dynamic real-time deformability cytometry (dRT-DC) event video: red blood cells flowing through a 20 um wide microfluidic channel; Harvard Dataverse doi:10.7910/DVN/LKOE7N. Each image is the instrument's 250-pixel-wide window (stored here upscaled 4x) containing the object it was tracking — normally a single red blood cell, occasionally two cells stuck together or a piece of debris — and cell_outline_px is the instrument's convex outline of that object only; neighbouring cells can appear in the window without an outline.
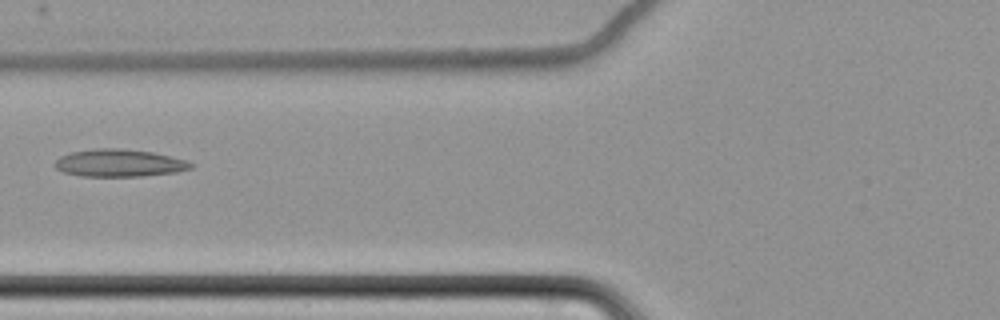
{"species": "common noctule bat (a hibernating species)", "species_latin": "Nyctalus noctula", "temperature_condition": "cold", "stored_images_in_passage": 5, "camera_frame_rate_fps": 3000, "um_per_image_px": 0.085, "animal": {"sex": "female", "body_mass_g": 22.7, "forearm_length_mm": 54.2}, "frame": {"image": 1, "passage_image": 3, "time_ms": 2.333, "image_size_px": [1000, 320], "cell_outline_px": [[196, 164], [192, 168], [176, 172], [144, 176], [80, 176], [64, 172], [56, 168], [52, 164], [60, 156], [72, 152], [96, 148], [120, 148], [152, 152], [184, 160]], "centroid_in_image_um": [10.12, 13.86], "position_along_channel_um": 115.7, "area_um2": 21.73}}
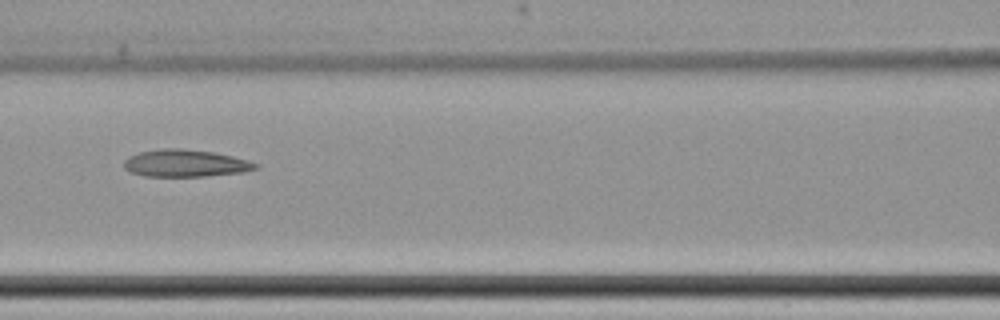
{"frame": {"image": 2, "passage_image": 4, "time_ms": 3.333, "image_size_px": [1000, 320], "cell_outline_px": [[260, 168], [244, 172], [208, 176], [144, 176], [128, 172], [124, 168], [124, 160], [128, 156], [140, 152], [164, 148], [184, 148], [212, 152], [232, 156], [248, 160], [260, 164]], "centroid_in_image_um": [15.77, 13.88], "position_along_channel_um": 150.8, "area_um2": 21.1}}
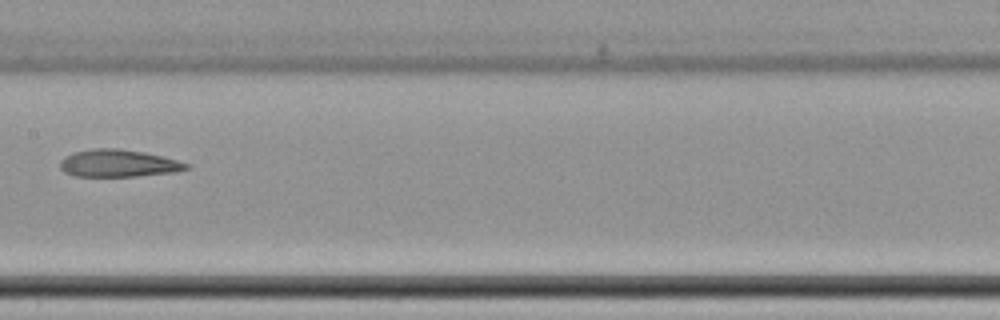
{"frame": {"image": 3, "passage_image": 5, "time_ms": 4.667, "image_size_px": [1000, 320], "cell_outline_px": [[192, 168], [176, 172], [136, 176], [76, 176], [64, 172], [60, 168], [60, 160], [64, 156], [72, 152], [92, 148], [120, 148], [144, 152], [192, 164]], "centroid_in_image_um": [10.07, 13.87], "position_along_channel_um": 197.3, "area_um2": 20.35}}